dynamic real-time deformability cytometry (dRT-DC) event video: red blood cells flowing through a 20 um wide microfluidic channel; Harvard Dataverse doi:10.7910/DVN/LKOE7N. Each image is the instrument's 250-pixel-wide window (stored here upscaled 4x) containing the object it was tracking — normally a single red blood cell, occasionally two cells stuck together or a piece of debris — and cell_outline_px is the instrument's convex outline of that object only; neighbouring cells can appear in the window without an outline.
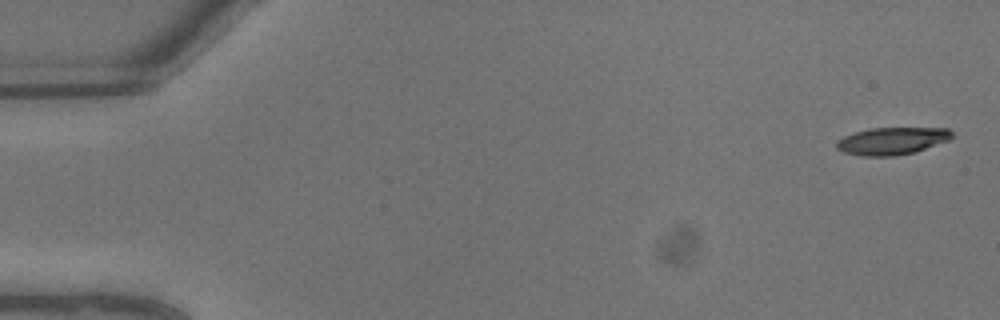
{"species": "common noctule bat (a hibernating species)", "species_latin": "Nyctalus noctula", "temperature_condition": "warm", "stored_images_in_passage": 8, "camera_frame_rate_fps": 3000, "um_per_image_px": 0.085, "animal": {"sex": "male", "body_mass_g": 13.3}, "frame": {"image": 1, "passage_image": 1, "time_ms": 0.0, "image_size_px": [1000, 320], "cell_outline_px": [[952, 136], [948, 140], [916, 152], [896, 156], [864, 156], [844, 152], [836, 148], [836, 140], [844, 136], [868, 128], [948, 128], [952, 132]], "centroid_in_image_um": [75.8, 11.98], "position_along_channel_um": 9.2, "area_um2": 18.38}}
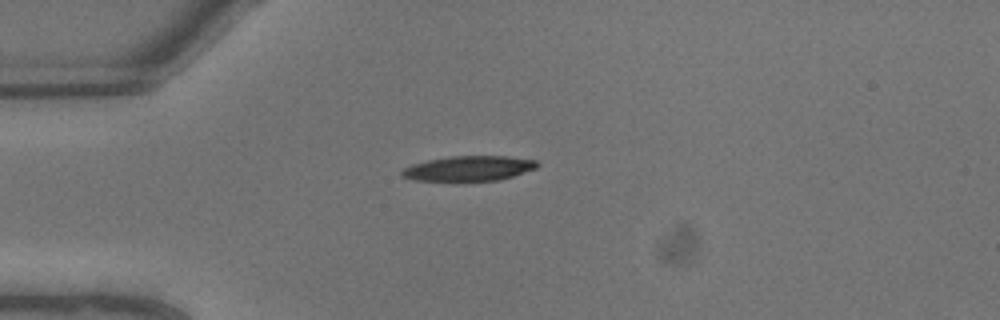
{"frame": {"image": 2, "passage_image": 6, "time_ms": 1.667, "image_size_px": [1000, 320], "cell_outline_px": [[540, 164], [536, 168], [500, 180], [416, 180], [400, 176], [400, 172], [404, 168], [412, 164], [428, 160], [452, 156], [508, 156], [536, 160]], "centroid_in_image_um": [39.86, 14.3], "position_along_channel_um": 45.1, "area_um2": 19.48}}
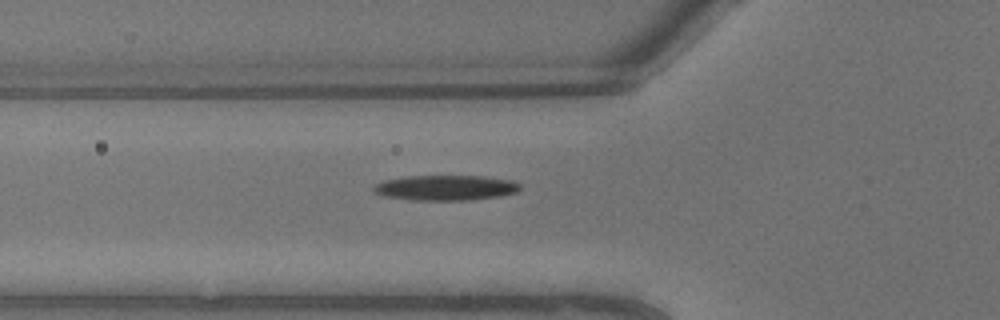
{"frame": {"image": 3, "passage_image": 8, "time_ms": 2.333, "image_size_px": [1000, 320], "cell_outline_px": [[520, 188], [516, 192], [500, 196], [468, 200], [412, 200], [384, 196], [372, 192], [372, 188], [376, 184], [384, 180], [408, 176], [484, 176], [512, 180], [520, 184]], "centroid_in_image_um": [37.86, 15.96], "position_along_channel_um": 87.9, "area_um2": 21.56}}